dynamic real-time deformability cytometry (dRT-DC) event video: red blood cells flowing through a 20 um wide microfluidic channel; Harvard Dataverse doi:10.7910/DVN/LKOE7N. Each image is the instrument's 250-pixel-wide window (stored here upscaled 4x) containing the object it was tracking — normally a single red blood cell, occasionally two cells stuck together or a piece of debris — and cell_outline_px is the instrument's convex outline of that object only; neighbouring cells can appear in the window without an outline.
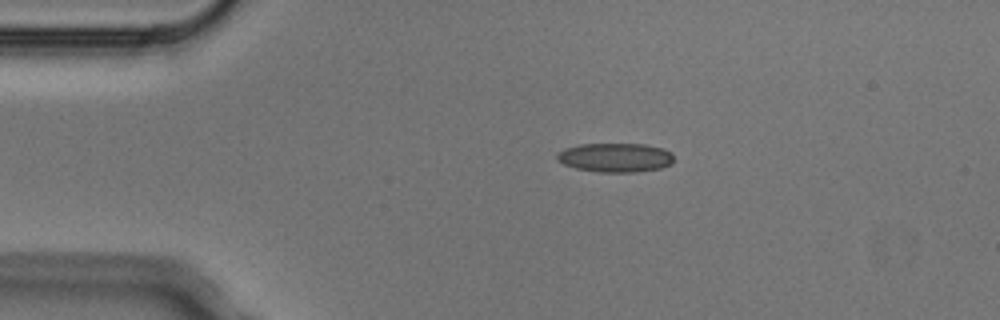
{"species": "Egyptian fruit bat (a non-hibernating species)", "species_latin": "Rousettus aegyptiacus", "temperature_condition": "cold", "stored_images_in_passage": 3, "camera_frame_rate_fps": 3000, "um_per_image_px": 0.085, "animal": {"sex": "male"}, "frame": {"image": 1, "passage_image": 2, "time_ms": 0.333, "image_size_px": [1000, 320], "cell_outline_px": [[672, 164], [660, 168], [636, 172], [600, 172], [576, 168], [564, 164], [556, 160], [556, 156], [564, 148], [580, 144], [644, 144], [664, 148], [672, 152]], "centroid_in_image_um": [52.31, 13.39], "position_along_channel_um": 32.7, "area_um2": 19.83}}